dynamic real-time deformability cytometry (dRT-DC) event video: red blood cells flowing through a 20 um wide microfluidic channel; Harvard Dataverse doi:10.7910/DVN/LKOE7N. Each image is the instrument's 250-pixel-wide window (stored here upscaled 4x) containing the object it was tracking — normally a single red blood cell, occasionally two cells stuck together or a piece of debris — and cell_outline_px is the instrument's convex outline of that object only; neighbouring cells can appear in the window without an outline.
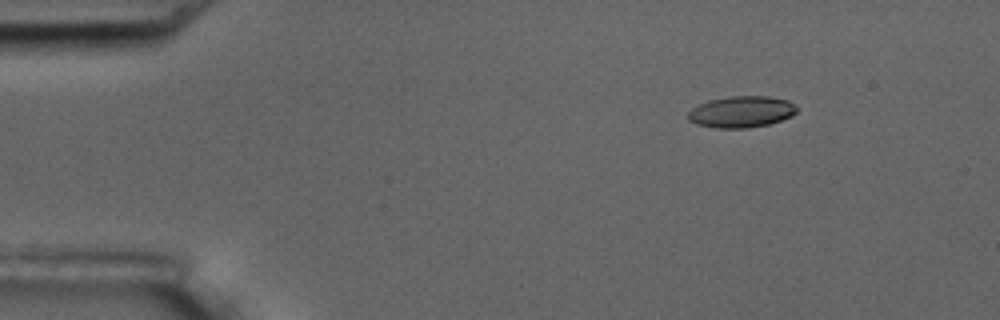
{"species": "common noctule bat (a hibernating species)", "species_latin": "Nyctalus noctula", "temperature_condition": "room temperature", "stored_images_in_passage": 4, "camera_frame_rate_fps": 3000, "um_per_image_px": 0.085, "animal": {"sex": "male", "body_mass_g": 17.5, "forearm_length_mm": 52.3}, "frame": {"image": 1, "passage_image": 2, "time_ms": 1.333, "image_size_px": [1000, 320], "cell_outline_px": [[796, 112], [792, 116], [768, 124], [748, 128], [716, 128], [696, 124], [688, 120], [688, 112], [692, 108], [708, 100], [728, 96], [768, 96], [788, 100], [796, 108]], "centroid_in_image_um": [62.99, 9.5], "position_along_channel_um": 22.0, "area_um2": 19.88}}
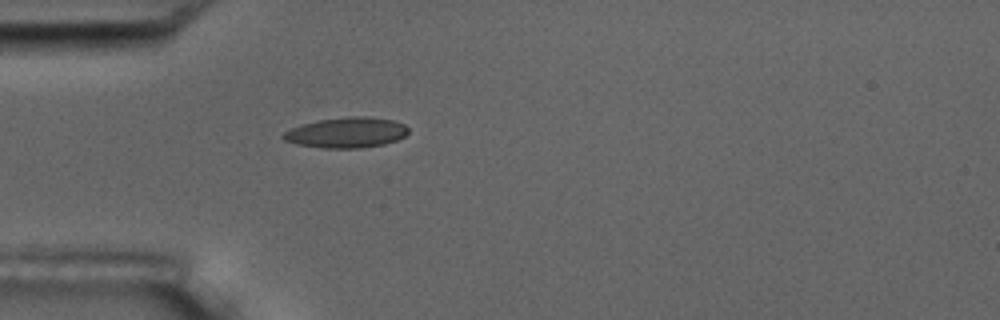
{"frame": {"image": 2, "passage_image": 4, "time_ms": 4.333, "image_size_px": [1000, 320], "cell_outline_px": [[408, 132], [404, 136], [396, 140], [384, 144], [360, 148], [324, 148], [296, 144], [284, 140], [280, 136], [284, 132], [292, 128], [316, 120], [348, 116], [368, 116], [392, 120], [404, 124], [408, 128]], "centroid_in_image_um": [29.44, 11.26], "position_along_channel_um": 55.6, "area_um2": 22.2}}